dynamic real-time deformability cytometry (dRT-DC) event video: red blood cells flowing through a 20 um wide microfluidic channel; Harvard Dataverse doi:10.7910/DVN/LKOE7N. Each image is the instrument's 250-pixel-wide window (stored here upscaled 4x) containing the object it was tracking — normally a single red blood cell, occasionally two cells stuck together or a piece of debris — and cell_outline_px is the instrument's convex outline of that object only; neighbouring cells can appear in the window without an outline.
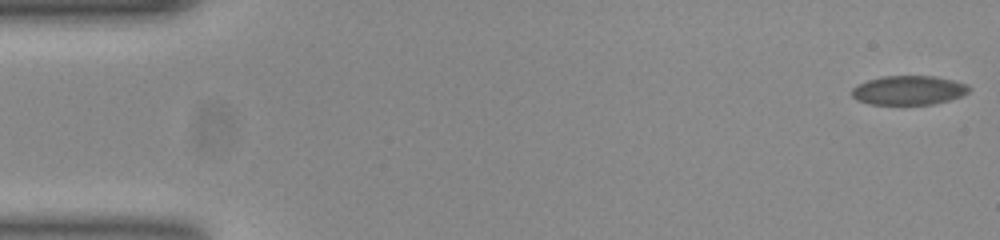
{"species": "common noctule bat (a hibernating species)", "species_latin": "Nyctalus noctula", "temperature_condition": "room temperature", "stored_images_in_passage": 17, "camera_frame_rate_fps": 3000, "um_per_image_px": 0.085, "animal": {"sex": "female", "body_mass_g": 23.0, "forearm_length_mm": 53.4}, "frame": {"image": 1, "passage_image": 1, "time_ms": 0.0, "image_size_px": [1000, 240], "cell_outline_px": [[968, 92], [960, 96], [948, 100], [932, 104], [872, 104], [860, 100], [852, 96], [852, 88], [868, 80], [884, 76], [932, 76], [952, 80], [964, 84], [968, 88]], "centroid_in_image_um": [77.21, 7.67], "position_along_channel_um": 7.8, "area_um2": 19.36}}
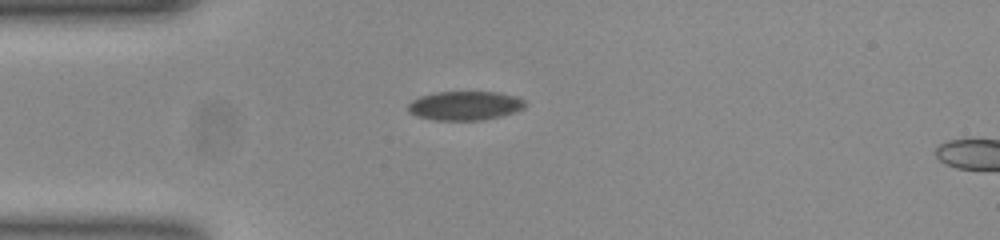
{"frame": {"image": 2, "passage_image": 14, "time_ms": 4.333, "image_size_px": [1000, 240], "cell_outline_px": [[524, 108], [500, 116], [480, 120], [432, 120], [416, 116], [408, 112], [408, 104], [412, 100], [420, 96], [436, 92], [496, 92], [516, 96], [524, 100]], "centroid_in_image_um": [39.47, 8.98], "position_along_channel_um": 45.5, "area_um2": 19.71}}